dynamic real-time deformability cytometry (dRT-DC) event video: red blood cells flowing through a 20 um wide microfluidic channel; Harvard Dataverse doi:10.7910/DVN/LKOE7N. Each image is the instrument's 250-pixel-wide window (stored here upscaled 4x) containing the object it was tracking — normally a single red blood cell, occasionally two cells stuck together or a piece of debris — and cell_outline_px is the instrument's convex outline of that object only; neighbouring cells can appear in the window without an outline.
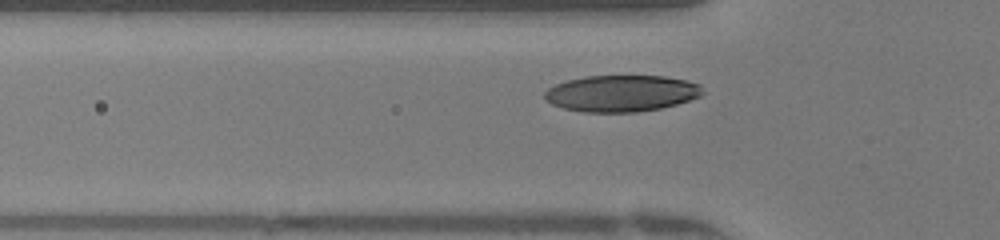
{"species": "human", "species_latin": "Homo sapiens", "temperature_condition": "warm", "stored_images_in_passage": 31, "camera_frame_rate_fps": 3000, "um_per_image_px": 0.085, "donor": {"sex": "female"}, "frame": {"image": 1, "passage_image": 7, "time_ms": 2.0, "image_size_px": [1000, 240], "cell_outline_px": [[704, 92], [700, 96], [676, 104], [660, 108], [636, 112], [584, 112], [564, 108], [552, 104], [544, 100], [544, 92], [548, 88], [556, 84], [568, 80], [584, 76], [664, 76], [688, 80], [700, 84]], "centroid_in_image_um": [52.82, 7.93], "position_along_channel_um": 73.0, "area_um2": 33.64}}
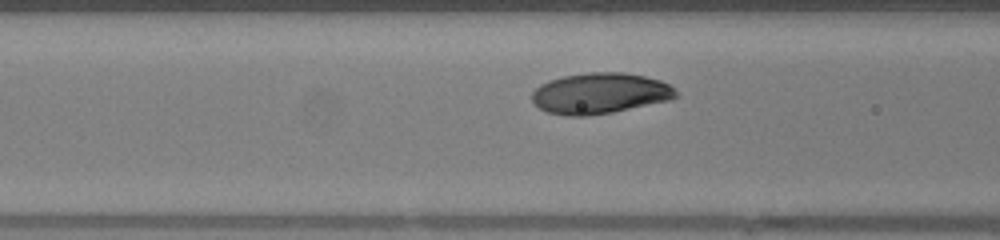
{"frame": {"image": 2, "passage_image": 10, "time_ms": 3.0, "image_size_px": [1000, 240], "cell_outline_px": [[680, 96], [668, 100], [612, 112], [588, 116], [568, 116], [548, 112], [540, 108], [532, 100], [532, 92], [540, 84], [548, 80], [564, 76], [588, 72], [624, 72], [644, 76], [660, 80], [668, 84]], "centroid_in_image_um": [50.97, 7.93], "position_along_channel_um": 115.6, "area_um2": 34.1}}
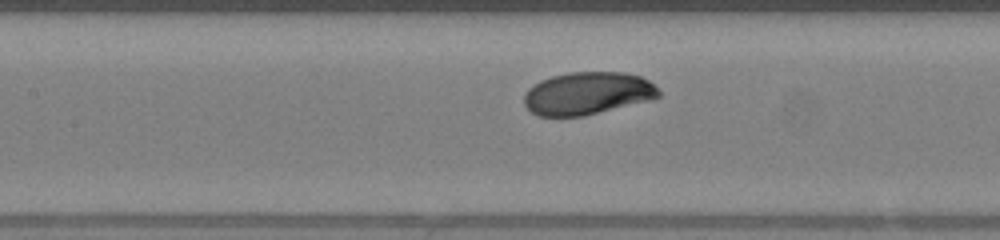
{"frame": {"image": 3, "passage_image": 13, "time_ms": 4.0, "image_size_px": [1000, 240], "cell_outline_px": [[660, 96], [652, 100], [584, 116], [536, 116], [524, 104], [524, 92], [528, 88], [540, 80], [552, 76], [568, 72], [624, 72], [640, 76], [648, 80], [660, 92]], "centroid_in_image_um": [49.92, 7.94], "position_along_channel_um": 157.5, "area_um2": 33.64}, "authors_computed_cell_mechanics": {"area_um2": 33.7552, "velocity_mm_per_s": 4.1901, "shape_relaxation_time_tau1_ms": 1.3028, "shape_relaxation_time_tau2_ms": null, "deformation_change_tau1": 0.1035, "deformation_change_tau2": null}}